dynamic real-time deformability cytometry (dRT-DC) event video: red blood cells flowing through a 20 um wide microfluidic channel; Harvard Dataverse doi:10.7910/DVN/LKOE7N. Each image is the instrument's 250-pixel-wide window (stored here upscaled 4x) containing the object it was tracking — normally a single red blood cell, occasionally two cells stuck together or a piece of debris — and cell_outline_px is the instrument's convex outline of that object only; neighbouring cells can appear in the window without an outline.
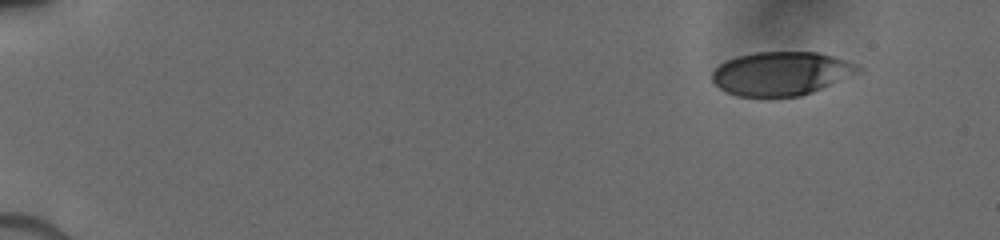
{"species": "human", "species_latin": "Homo sapiens", "temperature_condition": "cold", "stored_images_in_passage": 55, "camera_frame_rate_fps": 3000, "um_per_image_px": 0.085, "donor": {"sex": "male"}, "frame": {"image": 1, "passage_image": 1, "time_ms": 0.0, "image_size_px": [1000, 240], "cell_outline_px": [[860, 72], [812, 92], [800, 96], [736, 96], [720, 88], [712, 80], [712, 72], [720, 64], [736, 56], [756, 52], [816, 52], [832, 56], [852, 64], [860, 68]], "centroid_in_image_um": [66.35, 6.25], "position_along_channel_um": 18.7, "area_um2": 36.53}}
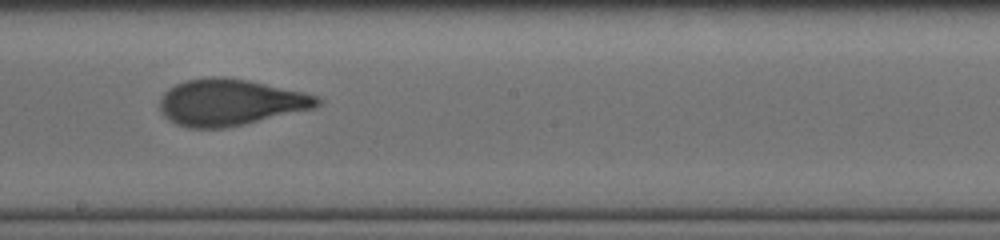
{"frame": {"image": 2, "passage_image": 35, "time_ms": 8.667, "image_size_px": [1000, 240], "cell_outline_px": [[324, 100], [316, 108], [244, 124], [224, 128], [188, 128], [176, 124], [168, 120], [164, 116], [160, 108], [160, 100], [164, 92], [168, 88], [184, 80], [212, 76], [220, 76], [248, 80], [304, 92], [316, 96]], "centroid_in_image_um": [19.57, 8.7], "position_along_channel_um": 228.6, "area_um2": 42.83}}
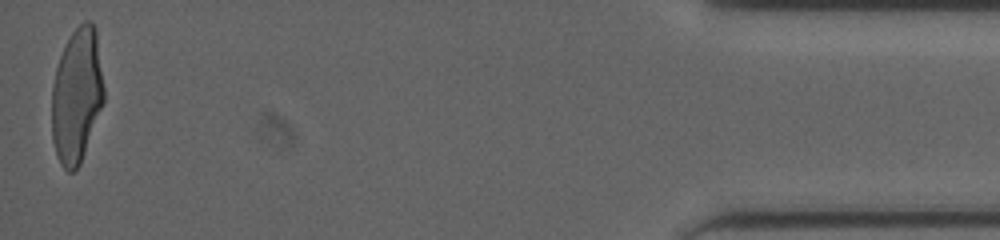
{"frame": {"image": 3, "passage_image": 55, "time_ms": 15.333, "image_size_px": [1000, 240], "cell_outline_px": [[104, 104], [80, 164], [72, 172], [68, 172], [60, 164], [56, 156], [52, 140], [52, 88], [56, 68], [60, 56], [72, 32], [84, 20], [92, 20], [96, 28], [104, 88]], "centroid_in_image_um": [6.54, 8.13], "position_along_channel_um": 428.7, "area_um2": 41.21}}